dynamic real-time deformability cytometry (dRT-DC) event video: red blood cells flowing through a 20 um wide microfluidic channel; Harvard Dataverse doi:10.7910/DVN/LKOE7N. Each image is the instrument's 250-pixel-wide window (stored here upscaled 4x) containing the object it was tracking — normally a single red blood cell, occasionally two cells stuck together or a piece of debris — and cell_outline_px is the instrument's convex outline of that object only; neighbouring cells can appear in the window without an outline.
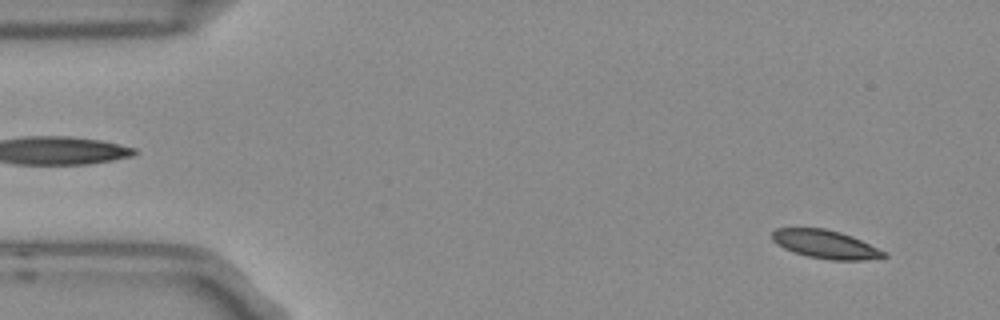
{"species": "Egyptian fruit bat (a non-hibernating species)", "species_latin": "Rousettus aegyptiacus", "temperature_condition": "room temperature", "stored_images_in_passage": 4, "camera_frame_rate_fps": 3000, "um_per_image_px": 0.085, "frame": {"image": 1, "passage_image": 4, "time_ms": 1.0, "image_size_px": [1000, 320], "cell_outline_px": [[888, 256], [864, 260], [832, 260], [808, 256], [784, 248], [772, 240], [772, 232], [776, 228], [824, 228], [840, 232], [852, 236], [884, 252]], "centroid_in_image_um": [70.13, 20.75], "position_along_channel_um": 14.9, "area_um2": 18.09}}